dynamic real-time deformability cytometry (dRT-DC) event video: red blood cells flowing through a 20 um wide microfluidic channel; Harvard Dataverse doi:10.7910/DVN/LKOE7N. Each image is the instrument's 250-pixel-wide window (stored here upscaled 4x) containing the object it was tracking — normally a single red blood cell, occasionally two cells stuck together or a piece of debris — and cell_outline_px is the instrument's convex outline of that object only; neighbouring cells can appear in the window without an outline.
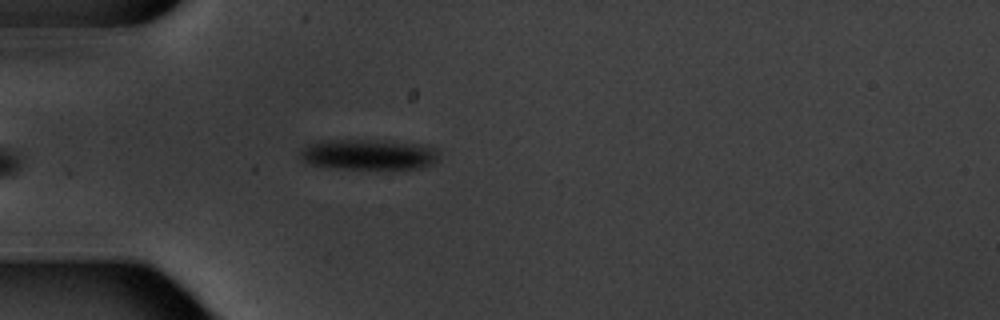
{"species": "common noctule bat (a hibernating species)", "species_latin": "Nyctalus noctula", "temperature_condition": "warm", "stored_images_in_passage": 1, "camera_frame_rate_fps": 3000, "um_per_image_px": 0.085, "animal": {"sex": "male", "body_mass_g": 20.1, "forearm_length_mm": 53.5}, "frame": {"image": 1, "passage_image": 1, "time_ms": 0.0, "image_size_px": [1000, 320], "cell_outline_px": [[440, 156], [432, 164], [424, 168], [336, 168], [308, 164], [300, 156], [300, 152], [308, 144], [320, 140], [392, 140], [428, 144], [436, 148], [440, 152]], "centroid_in_image_um": [31.42, 13.1], "position_along_channel_um": 53.6, "area_um2": 25.09}}